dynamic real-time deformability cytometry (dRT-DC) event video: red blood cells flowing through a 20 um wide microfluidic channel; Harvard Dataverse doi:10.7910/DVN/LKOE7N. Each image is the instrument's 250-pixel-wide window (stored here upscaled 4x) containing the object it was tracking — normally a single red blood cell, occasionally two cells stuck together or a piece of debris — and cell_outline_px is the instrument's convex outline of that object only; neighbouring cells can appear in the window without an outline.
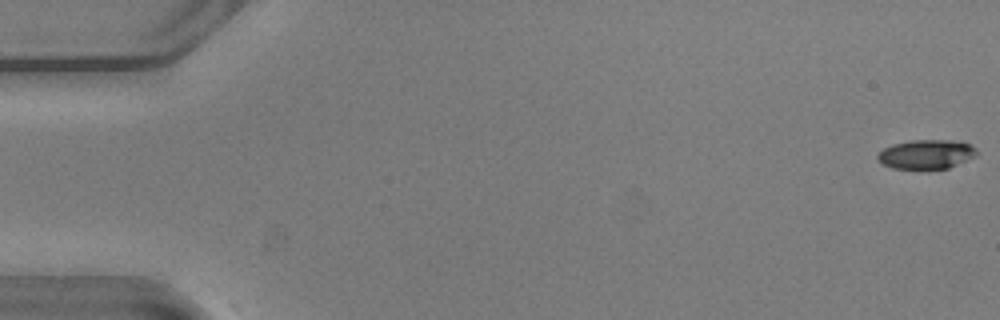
{"species": "common noctule bat (a hibernating species)", "species_latin": "Nyctalus noctula", "temperature_condition": "warm", "stored_images_in_passage": 33, "camera_frame_rate_fps": 3000, "um_per_image_px": 0.085, "animal": {"sex": "male", "body_mass_g": 20.5, "forearm_length_mm": 52.5}, "frame": {"image": 1, "passage_image": 1, "time_ms": 0.0, "image_size_px": [1000, 320], "cell_outline_px": [[976, 156], [948, 168], [920, 172], [892, 168], [884, 164], [876, 156], [884, 148], [892, 144], [912, 140], [952, 140], [968, 144], [976, 148]], "centroid_in_image_um": [78.71, 13.16], "position_along_channel_um": 6.3, "area_um2": 17.34}}
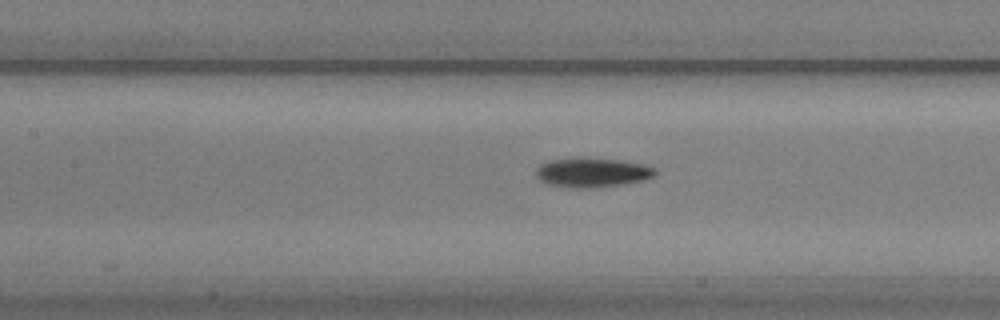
{"frame": {"image": 2, "passage_image": 25, "time_ms": 8.0, "image_size_px": [1000, 320], "cell_outline_px": [[656, 176], [644, 180], [620, 184], [592, 188], [572, 188], [544, 184], [536, 176], [536, 168], [540, 164], [548, 160], [576, 156], [620, 160], [644, 164], [656, 168]], "centroid_in_image_um": [50.3, 14.64], "position_along_channel_um": 157.1, "area_um2": 20.98}}
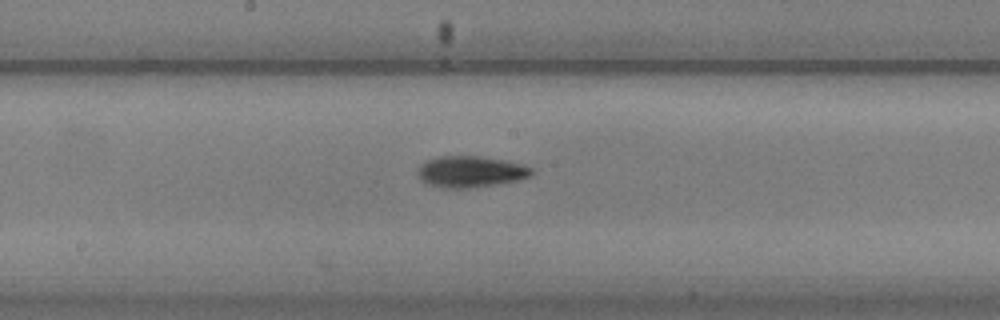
{"frame": {"image": 3, "passage_image": 29, "time_ms": 9.333, "image_size_px": [1000, 320], "cell_outline_px": [[536, 172], [532, 176], [516, 180], [496, 184], [468, 188], [440, 188], [428, 184], [420, 180], [420, 164], [428, 160], [440, 156], [480, 156], [504, 160], [524, 164], [532, 168]], "centroid_in_image_um": [40.05, 14.59], "position_along_channel_um": 208.2, "area_um2": 20.75}}